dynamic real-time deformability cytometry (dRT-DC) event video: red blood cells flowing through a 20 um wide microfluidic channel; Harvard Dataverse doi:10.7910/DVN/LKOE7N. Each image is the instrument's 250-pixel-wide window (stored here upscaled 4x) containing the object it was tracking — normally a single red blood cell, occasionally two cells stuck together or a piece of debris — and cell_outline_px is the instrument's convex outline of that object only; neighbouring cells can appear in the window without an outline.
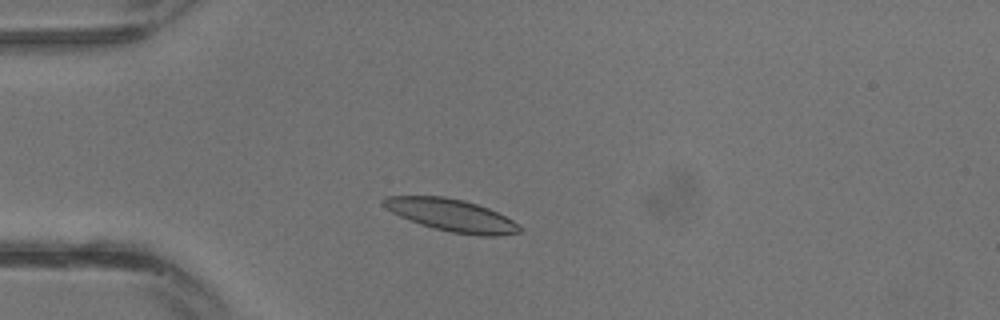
{"species": "common noctule bat (a hibernating species)", "species_latin": "Nyctalus noctula", "temperature_condition": "warm", "stored_images_in_passage": 29, "camera_frame_rate_fps": 3000, "um_per_image_px": 0.085, "animal": {"sex": "male", "body_mass_g": 13.3}, "frame": {"image": 1, "passage_image": 6, "time_ms": 1.667, "image_size_px": [1000, 320], "cell_outline_px": [[520, 232], [496, 236], [480, 236], [452, 232], [420, 224], [400, 216], [392, 212], [380, 204], [380, 200], [388, 196], [444, 196], [464, 200], [488, 208], [520, 224]], "centroid_in_image_um": [38.35, 18.28], "position_along_channel_um": 46.6, "area_um2": 25.43}}
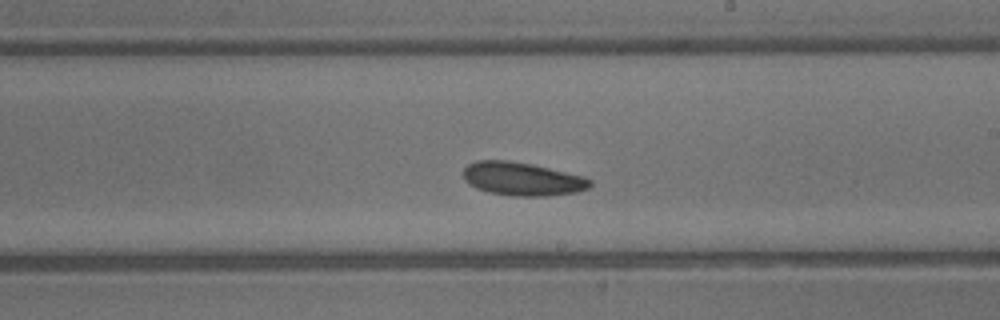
{"frame": {"image": 2, "passage_image": 16, "time_ms": 5.0, "image_size_px": [1000, 320], "cell_outline_px": [[592, 184], [588, 188], [576, 192], [548, 196], [512, 196], [488, 192], [476, 188], [468, 184], [464, 180], [464, 168], [468, 164], [476, 160], [508, 160], [532, 164], [584, 176], [592, 180]], "centroid_in_image_um": [44.38, 15.21], "position_along_channel_um": 244.6, "area_um2": 24.8}}
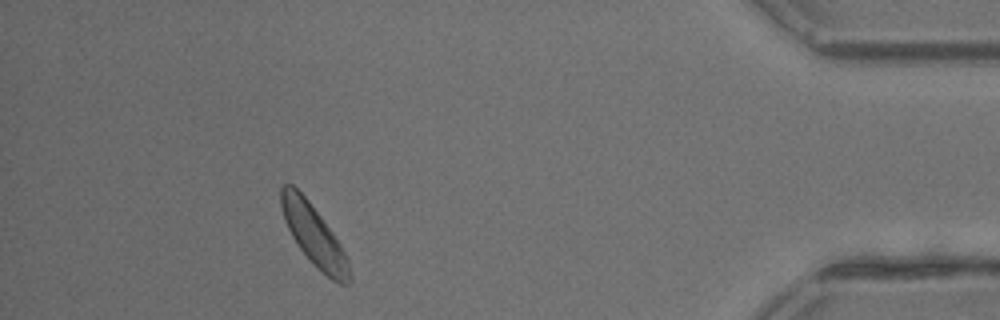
{"frame": {"image": 3, "passage_image": 26, "time_ms": 8.333, "image_size_px": [1000, 320], "cell_outline_px": [[352, 280], [348, 284], [340, 284], [332, 280], [316, 268], [312, 264], [300, 248], [292, 236], [284, 220], [280, 204], [280, 188], [284, 184], [292, 184], [308, 200], [332, 232], [340, 244], [348, 260], [352, 276]], "centroid_in_image_um": [26.69, 20.04], "position_along_channel_um": 408.5, "area_um2": 23.99}}